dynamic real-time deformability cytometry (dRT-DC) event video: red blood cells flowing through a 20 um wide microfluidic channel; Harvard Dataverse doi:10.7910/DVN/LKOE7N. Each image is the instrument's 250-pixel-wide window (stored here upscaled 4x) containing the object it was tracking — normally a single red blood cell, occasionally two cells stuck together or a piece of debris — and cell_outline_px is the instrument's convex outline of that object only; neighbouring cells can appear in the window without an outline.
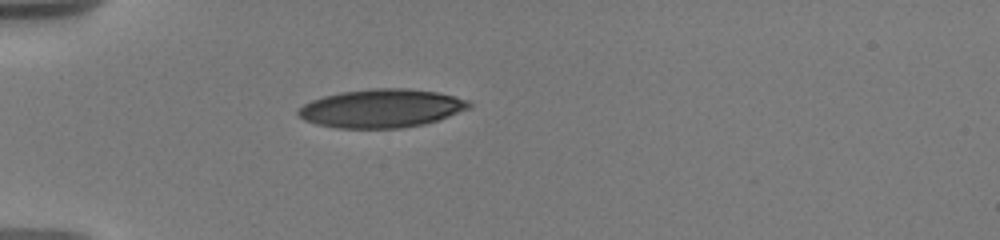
{"species": "human", "species_latin": "Homo sapiens", "temperature_condition": "warm", "stored_images_in_passage": 1, "camera_frame_rate_fps": 3000, "um_per_image_px": 0.085, "donor": {"sex": "male"}, "frame": {"image": 1, "passage_image": 1, "time_ms": 0.0, "image_size_px": [1000, 240], "cell_outline_px": [[472, 104], [468, 108], [448, 116], [424, 124], [400, 128], [336, 128], [316, 124], [304, 120], [296, 112], [304, 104], [312, 100], [324, 96], [340, 92], [372, 88], [408, 88], [436, 92], [468, 100]], "centroid_in_image_um": [32.39, 9.21], "position_along_channel_um": 52.6, "area_um2": 38.03}}